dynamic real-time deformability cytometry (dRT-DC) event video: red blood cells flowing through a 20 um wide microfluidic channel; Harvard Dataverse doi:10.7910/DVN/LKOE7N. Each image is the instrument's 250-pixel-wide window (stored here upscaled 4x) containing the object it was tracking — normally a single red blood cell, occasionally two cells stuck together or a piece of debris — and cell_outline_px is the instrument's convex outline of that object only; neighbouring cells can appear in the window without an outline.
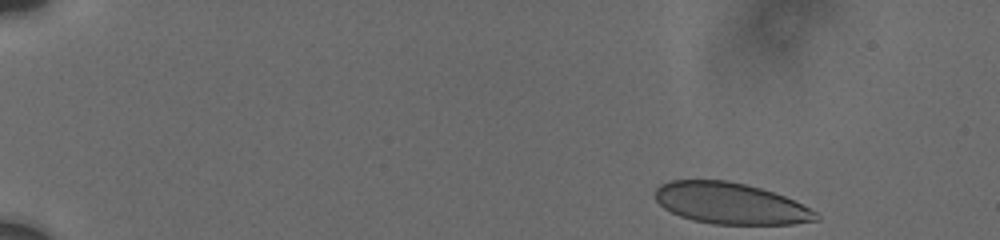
{"species": "human", "species_latin": "Homo sapiens", "temperature_condition": "cold", "stored_images_in_passage": 20, "camera_frame_rate_fps": 3000, "um_per_image_px": 0.085, "donor": {"sex": "male"}, "frame": {"image": 1, "passage_image": 1, "time_ms": 0.0, "image_size_px": [1000, 240], "cell_outline_px": [[820, 220], [792, 224], [712, 224], [692, 220], [680, 216], [664, 208], [656, 200], [656, 188], [660, 184], [668, 180], [728, 180], [760, 188], [784, 196], [816, 212], [820, 216]], "centroid_in_image_um": [62.07, 17.29], "position_along_channel_um": 22.9, "area_um2": 38.55}}
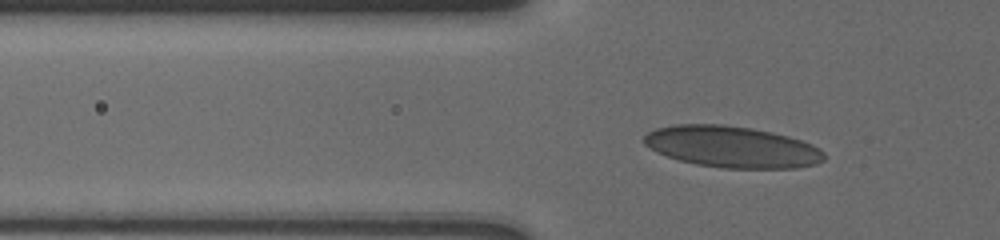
{"frame": {"image": 2, "passage_image": 13, "time_ms": 4.333, "image_size_px": [1000, 240], "cell_outline_px": [[824, 160], [816, 164], [796, 168], [724, 168], [696, 164], [680, 160], [656, 152], [644, 144], [644, 136], [648, 132], [656, 128], [676, 124], [724, 124], [772, 132], [788, 136], [812, 144], [820, 148], [824, 152]], "centroid_in_image_um": [62.22, 12.48], "position_along_channel_um": 63.6, "area_um2": 43.41}}
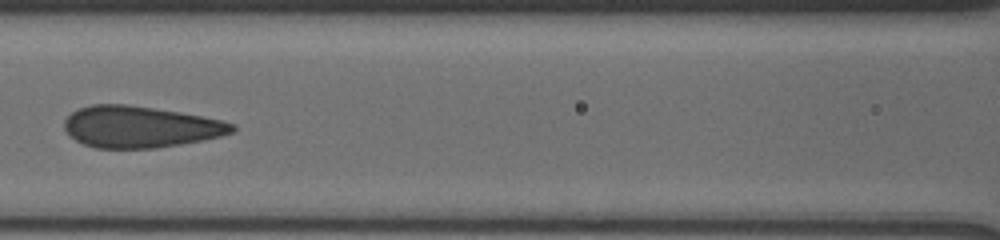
{"frame": {"image": 3, "passage_image": 18, "time_ms": 7.0, "image_size_px": [1000, 240], "cell_outline_px": [[236, 132], [220, 136], [180, 144], [156, 148], [96, 148], [84, 144], [68, 136], [64, 128], [64, 120], [72, 112], [80, 108], [92, 104], [128, 104], [180, 112], [220, 120], [236, 124]], "centroid_in_image_um": [11.9, 10.78], "position_along_channel_um": 154.7, "area_um2": 40.58}}